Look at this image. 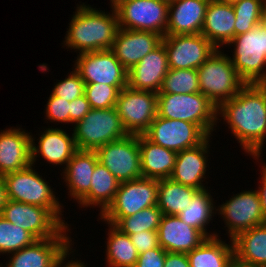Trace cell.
<instances>
[{
	"mask_svg": "<svg viewBox=\"0 0 266 267\" xmlns=\"http://www.w3.org/2000/svg\"><path fill=\"white\" fill-rule=\"evenodd\" d=\"M217 120V129L223 120L245 156L263 157L266 142V83L246 84L237 95L218 107Z\"/></svg>",
	"mask_w": 266,
	"mask_h": 267,
	"instance_id": "cell-1",
	"label": "cell"
},
{
	"mask_svg": "<svg viewBox=\"0 0 266 267\" xmlns=\"http://www.w3.org/2000/svg\"><path fill=\"white\" fill-rule=\"evenodd\" d=\"M110 9L108 12L87 5L86 2H78L76 11L69 20L61 48L72 50L77 55L111 49L119 26L116 10Z\"/></svg>",
	"mask_w": 266,
	"mask_h": 267,
	"instance_id": "cell-2",
	"label": "cell"
},
{
	"mask_svg": "<svg viewBox=\"0 0 266 267\" xmlns=\"http://www.w3.org/2000/svg\"><path fill=\"white\" fill-rule=\"evenodd\" d=\"M36 167V169H35ZM37 166L28 167L3 175L6 184L7 198L12 201L32 204L48 208L66 227H70L64 218L65 204L59 202L58 192H55L49 180L39 174ZM57 193V194H56Z\"/></svg>",
	"mask_w": 266,
	"mask_h": 267,
	"instance_id": "cell-3",
	"label": "cell"
},
{
	"mask_svg": "<svg viewBox=\"0 0 266 267\" xmlns=\"http://www.w3.org/2000/svg\"><path fill=\"white\" fill-rule=\"evenodd\" d=\"M197 72L200 92L217 108L246 85L224 49H217Z\"/></svg>",
	"mask_w": 266,
	"mask_h": 267,
	"instance_id": "cell-4",
	"label": "cell"
},
{
	"mask_svg": "<svg viewBox=\"0 0 266 267\" xmlns=\"http://www.w3.org/2000/svg\"><path fill=\"white\" fill-rule=\"evenodd\" d=\"M218 108L201 92L157 94V115L197 124L208 136L217 130Z\"/></svg>",
	"mask_w": 266,
	"mask_h": 267,
	"instance_id": "cell-5",
	"label": "cell"
},
{
	"mask_svg": "<svg viewBox=\"0 0 266 267\" xmlns=\"http://www.w3.org/2000/svg\"><path fill=\"white\" fill-rule=\"evenodd\" d=\"M230 49L232 64L246 84L266 83V30L260 24L235 36L224 48ZM232 55V56H231Z\"/></svg>",
	"mask_w": 266,
	"mask_h": 267,
	"instance_id": "cell-6",
	"label": "cell"
},
{
	"mask_svg": "<svg viewBox=\"0 0 266 267\" xmlns=\"http://www.w3.org/2000/svg\"><path fill=\"white\" fill-rule=\"evenodd\" d=\"M69 130L73 131L78 150L89 151L129 135L115 107L91 109Z\"/></svg>",
	"mask_w": 266,
	"mask_h": 267,
	"instance_id": "cell-7",
	"label": "cell"
},
{
	"mask_svg": "<svg viewBox=\"0 0 266 267\" xmlns=\"http://www.w3.org/2000/svg\"><path fill=\"white\" fill-rule=\"evenodd\" d=\"M157 203L158 179L141 177L121 182L113 202L97 217V221L115 225L121 218L134 215Z\"/></svg>",
	"mask_w": 266,
	"mask_h": 267,
	"instance_id": "cell-8",
	"label": "cell"
},
{
	"mask_svg": "<svg viewBox=\"0 0 266 267\" xmlns=\"http://www.w3.org/2000/svg\"><path fill=\"white\" fill-rule=\"evenodd\" d=\"M229 200L217 204L216 213L226 229V238L234 239L241 232L252 227L266 224V218L261 208L259 195L256 189H245L233 193Z\"/></svg>",
	"mask_w": 266,
	"mask_h": 267,
	"instance_id": "cell-9",
	"label": "cell"
},
{
	"mask_svg": "<svg viewBox=\"0 0 266 267\" xmlns=\"http://www.w3.org/2000/svg\"><path fill=\"white\" fill-rule=\"evenodd\" d=\"M0 215L30 232L37 240L71 237L72 234L71 227H66L48 208L41 206L8 199Z\"/></svg>",
	"mask_w": 266,
	"mask_h": 267,
	"instance_id": "cell-10",
	"label": "cell"
},
{
	"mask_svg": "<svg viewBox=\"0 0 266 267\" xmlns=\"http://www.w3.org/2000/svg\"><path fill=\"white\" fill-rule=\"evenodd\" d=\"M72 237H52L36 240L30 246L7 255L3 267H62L76 253ZM75 248V249H74ZM6 265V266H5Z\"/></svg>",
	"mask_w": 266,
	"mask_h": 267,
	"instance_id": "cell-11",
	"label": "cell"
},
{
	"mask_svg": "<svg viewBox=\"0 0 266 267\" xmlns=\"http://www.w3.org/2000/svg\"><path fill=\"white\" fill-rule=\"evenodd\" d=\"M114 9L119 28L166 35L169 4L159 0H126Z\"/></svg>",
	"mask_w": 266,
	"mask_h": 267,
	"instance_id": "cell-12",
	"label": "cell"
},
{
	"mask_svg": "<svg viewBox=\"0 0 266 267\" xmlns=\"http://www.w3.org/2000/svg\"><path fill=\"white\" fill-rule=\"evenodd\" d=\"M115 108L128 134H144L157 116V93L127 86L119 91Z\"/></svg>",
	"mask_w": 266,
	"mask_h": 267,
	"instance_id": "cell-13",
	"label": "cell"
},
{
	"mask_svg": "<svg viewBox=\"0 0 266 267\" xmlns=\"http://www.w3.org/2000/svg\"><path fill=\"white\" fill-rule=\"evenodd\" d=\"M98 161L103 164L119 182L143 177L138 135H128L95 150Z\"/></svg>",
	"mask_w": 266,
	"mask_h": 267,
	"instance_id": "cell-14",
	"label": "cell"
},
{
	"mask_svg": "<svg viewBox=\"0 0 266 267\" xmlns=\"http://www.w3.org/2000/svg\"><path fill=\"white\" fill-rule=\"evenodd\" d=\"M49 126L39 129V133L36 135L30 133L31 137V160L32 164L36 166L39 162V158L43 161L39 164H50L49 166L62 167L60 172L66 167L72 156L78 151L76 142L74 139L73 131L71 134L60 127ZM37 137V139H36ZM37 141V142H36ZM52 164V165H51Z\"/></svg>",
	"mask_w": 266,
	"mask_h": 267,
	"instance_id": "cell-15",
	"label": "cell"
},
{
	"mask_svg": "<svg viewBox=\"0 0 266 267\" xmlns=\"http://www.w3.org/2000/svg\"><path fill=\"white\" fill-rule=\"evenodd\" d=\"M72 67L85 84L127 86L128 71L111 49L78 54Z\"/></svg>",
	"mask_w": 266,
	"mask_h": 267,
	"instance_id": "cell-16",
	"label": "cell"
},
{
	"mask_svg": "<svg viewBox=\"0 0 266 267\" xmlns=\"http://www.w3.org/2000/svg\"><path fill=\"white\" fill-rule=\"evenodd\" d=\"M144 135L153 143L176 153L198 146L208 137L197 124L158 115Z\"/></svg>",
	"mask_w": 266,
	"mask_h": 267,
	"instance_id": "cell-17",
	"label": "cell"
},
{
	"mask_svg": "<svg viewBox=\"0 0 266 267\" xmlns=\"http://www.w3.org/2000/svg\"><path fill=\"white\" fill-rule=\"evenodd\" d=\"M169 69H198L217 48L202 34L165 35Z\"/></svg>",
	"mask_w": 266,
	"mask_h": 267,
	"instance_id": "cell-18",
	"label": "cell"
},
{
	"mask_svg": "<svg viewBox=\"0 0 266 267\" xmlns=\"http://www.w3.org/2000/svg\"><path fill=\"white\" fill-rule=\"evenodd\" d=\"M211 139H213L212 136H208L198 146L177 153L174 169L170 176L172 181L198 190L209 187L206 180L209 178Z\"/></svg>",
	"mask_w": 266,
	"mask_h": 267,
	"instance_id": "cell-19",
	"label": "cell"
},
{
	"mask_svg": "<svg viewBox=\"0 0 266 267\" xmlns=\"http://www.w3.org/2000/svg\"><path fill=\"white\" fill-rule=\"evenodd\" d=\"M168 70V56L161 42L128 71L127 86L134 90L159 93Z\"/></svg>",
	"mask_w": 266,
	"mask_h": 267,
	"instance_id": "cell-20",
	"label": "cell"
},
{
	"mask_svg": "<svg viewBox=\"0 0 266 267\" xmlns=\"http://www.w3.org/2000/svg\"><path fill=\"white\" fill-rule=\"evenodd\" d=\"M30 133L21 125L0 130V176L32 164Z\"/></svg>",
	"mask_w": 266,
	"mask_h": 267,
	"instance_id": "cell-21",
	"label": "cell"
},
{
	"mask_svg": "<svg viewBox=\"0 0 266 267\" xmlns=\"http://www.w3.org/2000/svg\"><path fill=\"white\" fill-rule=\"evenodd\" d=\"M161 41L162 36L153 32L119 28L111 50L123 67L129 71Z\"/></svg>",
	"mask_w": 266,
	"mask_h": 267,
	"instance_id": "cell-22",
	"label": "cell"
},
{
	"mask_svg": "<svg viewBox=\"0 0 266 267\" xmlns=\"http://www.w3.org/2000/svg\"><path fill=\"white\" fill-rule=\"evenodd\" d=\"M98 157L95 151L78 150L59 172L63 185L68 190L70 201L79 203L90 190L91 176L94 172Z\"/></svg>",
	"mask_w": 266,
	"mask_h": 267,
	"instance_id": "cell-23",
	"label": "cell"
},
{
	"mask_svg": "<svg viewBox=\"0 0 266 267\" xmlns=\"http://www.w3.org/2000/svg\"><path fill=\"white\" fill-rule=\"evenodd\" d=\"M159 245L167 252L188 253L207 237L177 215H163L158 228Z\"/></svg>",
	"mask_w": 266,
	"mask_h": 267,
	"instance_id": "cell-24",
	"label": "cell"
},
{
	"mask_svg": "<svg viewBox=\"0 0 266 267\" xmlns=\"http://www.w3.org/2000/svg\"><path fill=\"white\" fill-rule=\"evenodd\" d=\"M210 0H174L169 4L166 35L201 34Z\"/></svg>",
	"mask_w": 266,
	"mask_h": 267,
	"instance_id": "cell-25",
	"label": "cell"
},
{
	"mask_svg": "<svg viewBox=\"0 0 266 267\" xmlns=\"http://www.w3.org/2000/svg\"><path fill=\"white\" fill-rule=\"evenodd\" d=\"M235 11L232 4L210 0L201 34L217 49L224 47L235 37Z\"/></svg>",
	"mask_w": 266,
	"mask_h": 267,
	"instance_id": "cell-26",
	"label": "cell"
},
{
	"mask_svg": "<svg viewBox=\"0 0 266 267\" xmlns=\"http://www.w3.org/2000/svg\"><path fill=\"white\" fill-rule=\"evenodd\" d=\"M141 171L144 178H170L177 153L150 141L144 134L138 135Z\"/></svg>",
	"mask_w": 266,
	"mask_h": 267,
	"instance_id": "cell-27",
	"label": "cell"
},
{
	"mask_svg": "<svg viewBox=\"0 0 266 267\" xmlns=\"http://www.w3.org/2000/svg\"><path fill=\"white\" fill-rule=\"evenodd\" d=\"M211 192L209 188L198 190L187 208L177 215L186 224L200 230L207 238L222 236L221 232L217 229L215 231L213 229L211 231L209 230L210 223L212 224L213 219H216L214 217H217L216 203H219L217 200H214L213 197L215 196H212L213 192Z\"/></svg>",
	"mask_w": 266,
	"mask_h": 267,
	"instance_id": "cell-28",
	"label": "cell"
},
{
	"mask_svg": "<svg viewBox=\"0 0 266 267\" xmlns=\"http://www.w3.org/2000/svg\"><path fill=\"white\" fill-rule=\"evenodd\" d=\"M89 193L78 203L77 207L86 209L98 208L101 215L113 202L121 182L99 161L91 176Z\"/></svg>",
	"mask_w": 266,
	"mask_h": 267,
	"instance_id": "cell-29",
	"label": "cell"
},
{
	"mask_svg": "<svg viewBox=\"0 0 266 267\" xmlns=\"http://www.w3.org/2000/svg\"><path fill=\"white\" fill-rule=\"evenodd\" d=\"M107 224L105 240V267H134L138 260V252L129 235L121 232L110 223Z\"/></svg>",
	"mask_w": 266,
	"mask_h": 267,
	"instance_id": "cell-30",
	"label": "cell"
},
{
	"mask_svg": "<svg viewBox=\"0 0 266 267\" xmlns=\"http://www.w3.org/2000/svg\"><path fill=\"white\" fill-rule=\"evenodd\" d=\"M221 238H206L197 248L188 252L190 267H226L234 255L233 242Z\"/></svg>",
	"mask_w": 266,
	"mask_h": 267,
	"instance_id": "cell-31",
	"label": "cell"
},
{
	"mask_svg": "<svg viewBox=\"0 0 266 267\" xmlns=\"http://www.w3.org/2000/svg\"><path fill=\"white\" fill-rule=\"evenodd\" d=\"M232 242L237 258L259 267H266V224L241 232Z\"/></svg>",
	"mask_w": 266,
	"mask_h": 267,
	"instance_id": "cell-32",
	"label": "cell"
},
{
	"mask_svg": "<svg viewBox=\"0 0 266 267\" xmlns=\"http://www.w3.org/2000/svg\"><path fill=\"white\" fill-rule=\"evenodd\" d=\"M198 191L190 186L172 181L170 178L158 180V208L163 215H178L191 203Z\"/></svg>",
	"mask_w": 266,
	"mask_h": 267,
	"instance_id": "cell-33",
	"label": "cell"
},
{
	"mask_svg": "<svg viewBox=\"0 0 266 267\" xmlns=\"http://www.w3.org/2000/svg\"><path fill=\"white\" fill-rule=\"evenodd\" d=\"M200 92L197 69H169L157 94Z\"/></svg>",
	"mask_w": 266,
	"mask_h": 267,
	"instance_id": "cell-34",
	"label": "cell"
},
{
	"mask_svg": "<svg viewBox=\"0 0 266 267\" xmlns=\"http://www.w3.org/2000/svg\"><path fill=\"white\" fill-rule=\"evenodd\" d=\"M162 216V211L155 205L121 218L114 226L127 235L142 231H158Z\"/></svg>",
	"mask_w": 266,
	"mask_h": 267,
	"instance_id": "cell-35",
	"label": "cell"
},
{
	"mask_svg": "<svg viewBox=\"0 0 266 267\" xmlns=\"http://www.w3.org/2000/svg\"><path fill=\"white\" fill-rule=\"evenodd\" d=\"M37 239L28 231L0 215V257L30 246Z\"/></svg>",
	"mask_w": 266,
	"mask_h": 267,
	"instance_id": "cell-36",
	"label": "cell"
},
{
	"mask_svg": "<svg viewBox=\"0 0 266 267\" xmlns=\"http://www.w3.org/2000/svg\"><path fill=\"white\" fill-rule=\"evenodd\" d=\"M232 6L235 11V36L244 34L260 24L262 0H241Z\"/></svg>",
	"mask_w": 266,
	"mask_h": 267,
	"instance_id": "cell-37",
	"label": "cell"
},
{
	"mask_svg": "<svg viewBox=\"0 0 266 267\" xmlns=\"http://www.w3.org/2000/svg\"><path fill=\"white\" fill-rule=\"evenodd\" d=\"M127 86H111L106 84H85V95L91 109H108L115 107L118 93Z\"/></svg>",
	"mask_w": 266,
	"mask_h": 267,
	"instance_id": "cell-38",
	"label": "cell"
},
{
	"mask_svg": "<svg viewBox=\"0 0 266 267\" xmlns=\"http://www.w3.org/2000/svg\"><path fill=\"white\" fill-rule=\"evenodd\" d=\"M71 70L65 79H56V83L54 82L53 89L50 91L54 96L65 99L68 102L73 101L85 93L84 81L73 67H71Z\"/></svg>",
	"mask_w": 266,
	"mask_h": 267,
	"instance_id": "cell-39",
	"label": "cell"
},
{
	"mask_svg": "<svg viewBox=\"0 0 266 267\" xmlns=\"http://www.w3.org/2000/svg\"><path fill=\"white\" fill-rule=\"evenodd\" d=\"M44 116L45 121L55 126L64 124L70 126V102L60 97L54 96L50 93L46 105H45ZM57 124V125H56Z\"/></svg>",
	"mask_w": 266,
	"mask_h": 267,
	"instance_id": "cell-40",
	"label": "cell"
},
{
	"mask_svg": "<svg viewBox=\"0 0 266 267\" xmlns=\"http://www.w3.org/2000/svg\"><path fill=\"white\" fill-rule=\"evenodd\" d=\"M138 254L155 249L159 245L158 231H142L129 235Z\"/></svg>",
	"mask_w": 266,
	"mask_h": 267,
	"instance_id": "cell-41",
	"label": "cell"
},
{
	"mask_svg": "<svg viewBox=\"0 0 266 267\" xmlns=\"http://www.w3.org/2000/svg\"><path fill=\"white\" fill-rule=\"evenodd\" d=\"M166 253L161 246L147 250L139 254L134 267H164Z\"/></svg>",
	"mask_w": 266,
	"mask_h": 267,
	"instance_id": "cell-42",
	"label": "cell"
},
{
	"mask_svg": "<svg viewBox=\"0 0 266 267\" xmlns=\"http://www.w3.org/2000/svg\"><path fill=\"white\" fill-rule=\"evenodd\" d=\"M91 110L86 95H82L70 102V124L73 126Z\"/></svg>",
	"mask_w": 266,
	"mask_h": 267,
	"instance_id": "cell-43",
	"label": "cell"
},
{
	"mask_svg": "<svg viewBox=\"0 0 266 267\" xmlns=\"http://www.w3.org/2000/svg\"><path fill=\"white\" fill-rule=\"evenodd\" d=\"M253 162L255 160V162H257L256 164H258L259 166V172L260 174V178L258 177V187L255 188L258 192L259 195V199H260V203H261V208L264 212L265 218H266V163L263 162V158L262 156H254L252 157ZM261 163V164H260Z\"/></svg>",
	"mask_w": 266,
	"mask_h": 267,
	"instance_id": "cell-44",
	"label": "cell"
},
{
	"mask_svg": "<svg viewBox=\"0 0 266 267\" xmlns=\"http://www.w3.org/2000/svg\"><path fill=\"white\" fill-rule=\"evenodd\" d=\"M164 267H190L187 253L167 252Z\"/></svg>",
	"mask_w": 266,
	"mask_h": 267,
	"instance_id": "cell-45",
	"label": "cell"
},
{
	"mask_svg": "<svg viewBox=\"0 0 266 267\" xmlns=\"http://www.w3.org/2000/svg\"><path fill=\"white\" fill-rule=\"evenodd\" d=\"M77 256L81 257L82 255L81 254L79 255L77 251L70 257V259L62 267H88L87 265H90L87 262L85 264V261H82L81 258Z\"/></svg>",
	"mask_w": 266,
	"mask_h": 267,
	"instance_id": "cell-46",
	"label": "cell"
},
{
	"mask_svg": "<svg viewBox=\"0 0 266 267\" xmlns=\"http://www.w3.org/2000/svg\"><path fill=\"white\" fill-rule=\"evenodd\" d=\"M8 201L6 193V184L3 176H0V214Z\"/></svg>",
	"mask_w": 266,
	"mask_h": 267,
	"instance_id": "cell-47",
	"label": "cell"
},
{
	"mask_svg": "<svg viewBox=\"0 0 266 267\" xmlns=\"http://www.w3.org/2000/svg\"><path fill=\"white\" fill-rule=\"evenodd\" d=\"M226 267H259V266L244 262L239 258H237L235 255H233Z\"/></svg>",
	"mask_w": 266,
	"mask_h": 267,
	"instance_id": "cell-48",
	"label": "cell"
},
{
	"mask_svg": "<svg viewBox=\"0 0 266 267\" xmlns=\"http://www.w3.org/2000/svg\"><path fill=\"white\" fill-rule=\"evenodd\" d=\"M260 25L266 30V4L262 6Z\"/></svg>",
	"mask_w": 266,
	"mask_h": 267,
	"instance_id": "cell-49",
	"label": "cell"
},
{
	"mask_svg": "<svg viewBox=\"0 0 266 267\" xmlns=\"http://www.w3.org/2000/svg\"><path fill=\"white\" fill-rule=\"evenodd\" d=\"M126 1V0H109V8H115L118 4H120L121 2Z\"/></svg>",
	"mask_w": 266,
	"mask_h": 267,
	"instance_id": "cell-50",
	"label": "cell"
},
{
	"mask_svg": "<svg viewBox=\"0 0 266 267\" xmlns=\"http://www.w3.org/2000/svg\"><path fill=\"white\" fill-rule=\"evenodd\" d=\"M219 1H221V2H225V3H227V4H234V3L239 2V1H241V0H219Z\"/></svg>",
	"mask_w": 266,
	"mask_h": 267,
	"instance_id": "cell-51",
	"label": "cell"
},
{
	"mask_svg": "<svg viewBox=\"0 0 266 267\" xmlns=\"http://www.w3.org/2000/svg\"><path fill=\"white\" fill-rule=\"evenodd\" d=\"M159 1H163V2H165L167 4H171L174 0H159Z\"/></svg>",
	"mask_w": 266,
	"mask_h": 267,
	"instance_id": "cell-52",
	"label": "cell"
}]
</instances>
